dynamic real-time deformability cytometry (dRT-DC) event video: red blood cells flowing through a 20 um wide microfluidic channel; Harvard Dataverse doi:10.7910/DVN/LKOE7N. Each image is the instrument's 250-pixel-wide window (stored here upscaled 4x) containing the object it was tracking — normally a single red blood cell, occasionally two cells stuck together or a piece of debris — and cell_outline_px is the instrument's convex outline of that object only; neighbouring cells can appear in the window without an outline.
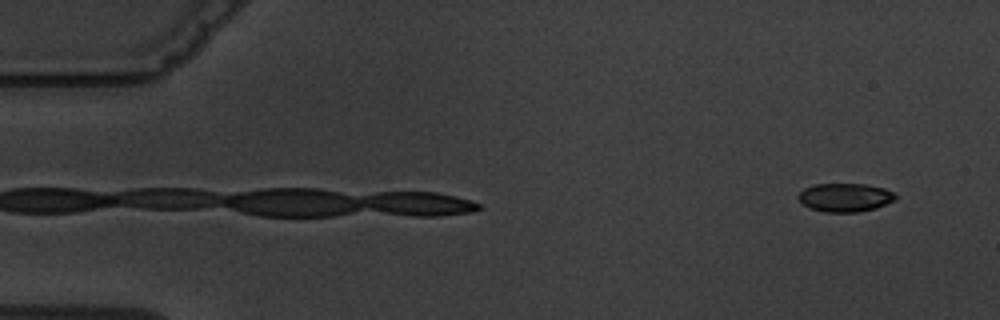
{"species": "common noctule bat (a hibernating species)", "species_latin": "Nyctalus noctula", "temperature_condition": "warm", "stored_images_in_passage": 5, "camera_frame_rate_fps": 3000, "um_per_image_px": 0.085, "animal": {"sex": "male", "body_mass_g": 19.5, "forearm_length_mm": 54.6}, "frame": {"image": 1, "passage_image": 5, "time_ms": 4.667, "image_size_px": [1000, 320], "cell_outline_px": [[896, 200], [876, 208], [860, 212], [824, 212], [808, 208], [796, 196], [804, 188], [812, 184], [864, 184], [884, 188], [892, 192], [896, 196]], "centroid_in_image_um": [71.81, 16.79], "position_along_channel_um": 13.2, "area_um2": 16.24}}